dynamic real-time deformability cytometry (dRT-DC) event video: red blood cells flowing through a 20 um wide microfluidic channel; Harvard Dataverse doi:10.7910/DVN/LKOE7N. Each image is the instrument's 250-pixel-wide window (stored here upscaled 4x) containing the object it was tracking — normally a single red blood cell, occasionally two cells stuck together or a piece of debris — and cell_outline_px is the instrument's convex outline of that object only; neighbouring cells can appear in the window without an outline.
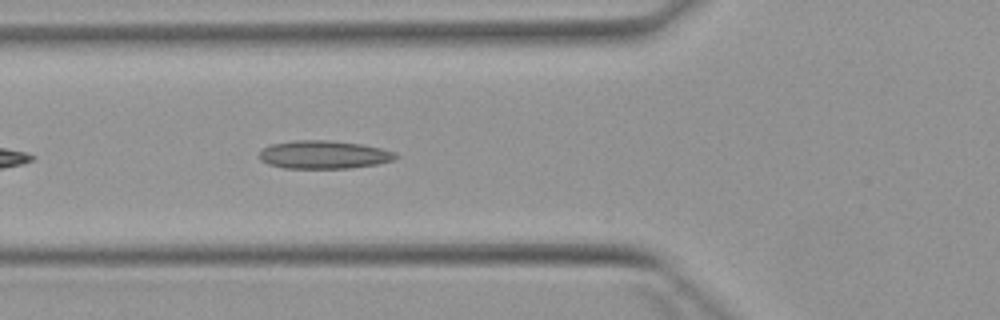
{"species": "Egyptian fruit bat (a non-hibernating species)", "species_latin": "Rousettus aegyptiacus", "temperature_condition": "warm", "stored_images_in_passage": 5, "camera_frame_rate_fps": 3000, "um_per_image_px": 0.085, "animal": {"sex": "female"}, "frame": {"image": 1, "passage_image": 5, "time_ms": 4.667, "image_size_px": [1000, 320], "cell_outline_px": [[400, 156], [392, 160], [376, 164], [348, 168], [284, 168], [268, 164], [260, 160], [260, 152], [264, 148], [272, 144], [296, 140], [328, 140], [360, 144], [380, 148], [396, 152]], "centroid_in_image_um": [27.53, 13.15], "position_along_channel_um": 98.3, "area_um2": 22.2}}